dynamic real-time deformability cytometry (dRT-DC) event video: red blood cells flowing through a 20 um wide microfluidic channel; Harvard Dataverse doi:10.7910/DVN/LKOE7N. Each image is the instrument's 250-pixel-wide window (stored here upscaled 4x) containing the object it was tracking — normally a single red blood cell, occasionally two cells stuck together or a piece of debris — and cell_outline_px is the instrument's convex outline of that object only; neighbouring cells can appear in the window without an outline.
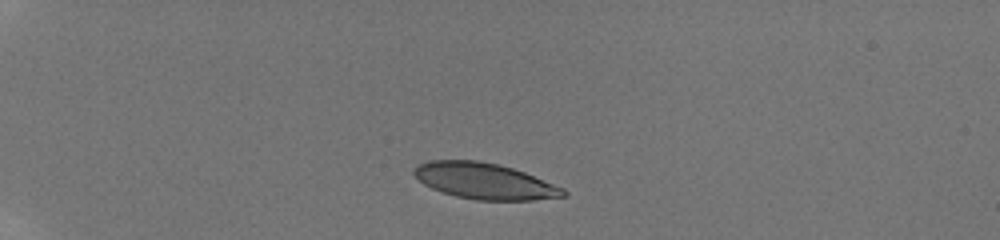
{"species": "human", "species_latin": "Homo sapiens", "temperature_condition": "room temperature", "stored_images_in_passage": 36, "camera_frame_rate_fps": 3000, "um_per_image_px": 0.085, "donor": {"sex": "male"}, "frame": {"image": 1, "passage_image": 1, "time_ms": 0.0, "image_size_px": [1000, 240], "cell_outline_px": [[568, 196], [532, 200], [476, 200], [456, 196], [432, 188], [424, 184], [412, 172], [412, 168], [416, 164], [428, 160], [476, 160], [496, 164], [512, 168], [524, 172], [564, 188], [568, 192]], "centroid_in_image_um": [41.18, 15.38], "position_along_channel_um": 43.8, "area_um2": 31.33}}
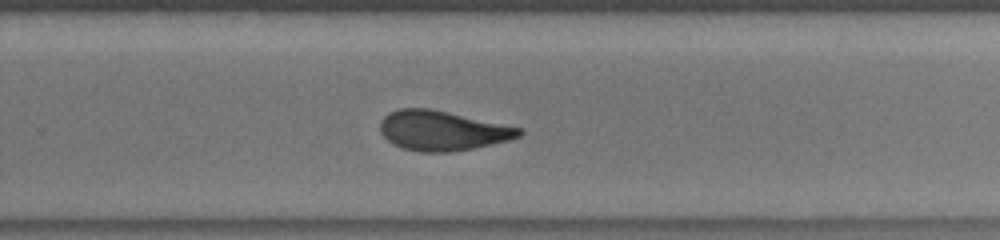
{"frame": {"image": 2, "passage_image": 18, "time_ms": 8.0, "image_size_px": [1000, 240], "cell_outline_px": [[524, 132], [520, 136], [508, 140], [476, 148], [452, 152], [420, 152], [400, 148], [392, 144], [380, 132], [380, 120], [388, 112], [400, 108], [428, 108], [448, 112], [524, 128]], "centroid_in_image_um": [37.59, 11.11], "position_along_channel_um": 292.2, "area_um2": 32.48}}
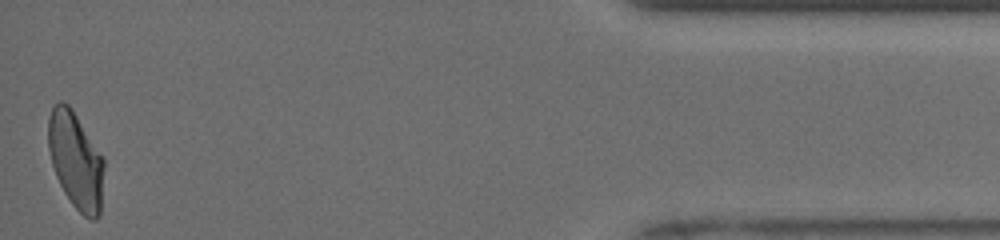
{"frame": {"image": 3, "passage_image": 36, "time_ms": 13.0, "image_size_px": [1000, 240], "cell_outline_px": [[104, 168], [100, 216], [96, 220], [92, 220], [84, 216], [72, 204], [64, 192], [56, 176], [52, 164], [48, 148], [48, 120], [52, 108], [60, 100], [68, 104], [72, 108], [104, 156]], "centroid_in_image_um": [6.46, 13.63], "position_along_channel_um": 428.7, "area_um2": 31.73}, "authors_computed_cell_mechanics": {"area_um2": 32.3969, "velocity_mm_per_s": 3.9422, "shape_relaxation_time_tau1_ms": 3.5634, "shape_relaxation_time_tau2_ms": 1.3322, "deformation_change_tau1": 0.1427, "deformation_change_tau2": 0.0751}}